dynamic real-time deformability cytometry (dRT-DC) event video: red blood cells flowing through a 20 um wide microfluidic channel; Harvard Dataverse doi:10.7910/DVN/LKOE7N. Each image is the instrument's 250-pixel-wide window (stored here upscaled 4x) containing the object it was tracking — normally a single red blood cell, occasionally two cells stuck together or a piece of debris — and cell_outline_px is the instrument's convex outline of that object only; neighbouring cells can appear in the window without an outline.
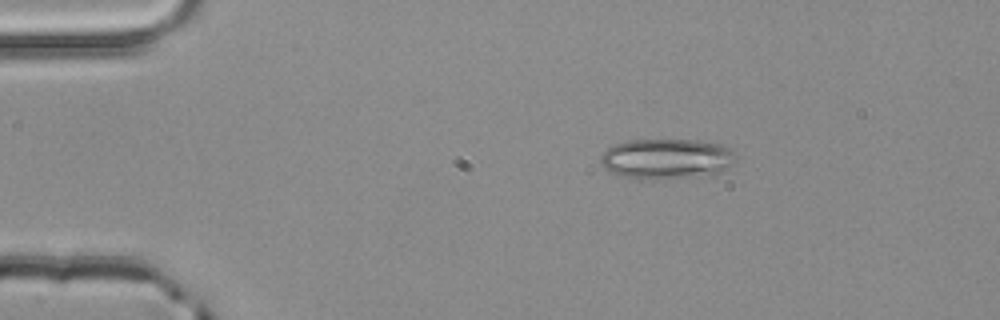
{"species": "common noctule bat (a hibernating species)", "species_latin": "Nyctalus noctula", "temperature_condition": "room temperature", "stored_images_in_passage": 2, "camera_frame_rate_fps": 3000, "um_per_image_px": 0.085, "animal": {"sex": "male", "body_mass_g": 20.4}, "frame": {"image": 1, "passage_image": 1, "time_ms": 0.0, "image_size_px": [1000, 320], "cell_outline_px": [[736, 160], [732, 164], [716, 172], [688, 176], [652, 180], [640, 180], [620, 176], [612, 172], [600, 160], [600, 156], [608, 148], [616, 144], [628, 140], [696, 140], [720, 144], [728, 148], [736, 156]], "centroid_in_image_um": [56.61, 13.49], "position_along_channel_um": 28.4, "area_um2": 31.21}}